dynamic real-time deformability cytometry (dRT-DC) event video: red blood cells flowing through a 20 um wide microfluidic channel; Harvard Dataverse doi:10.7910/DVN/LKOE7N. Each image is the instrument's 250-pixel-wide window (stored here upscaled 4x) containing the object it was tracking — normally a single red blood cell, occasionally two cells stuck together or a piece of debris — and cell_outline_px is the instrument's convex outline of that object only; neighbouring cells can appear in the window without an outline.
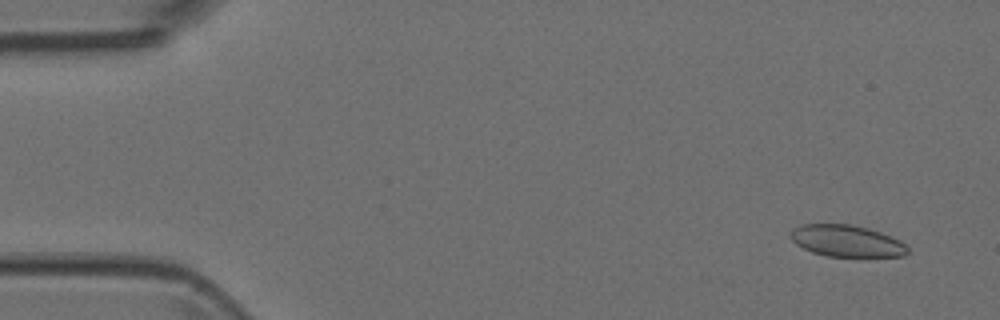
{"species": "Egyptian fruit bat (a non-hibernating species)", "species_latin": "Rousettus aegyptiacus", "temperature_condition": "room temperature", "stored_images_in_passage": 4, "camera_frame_rate_fps": 3000, "um_per_image_px": 0.085, "animal": {"sex": "female"}, "frame": {"image": 1, "passage_image": 1, "time_ms": 0.0, "image_size_px": [1000, 320], "cell_outline_px": [[908, 252], [904, 256], [828, 256], [812, 252], [796, 244], [788, 236], [800, 224], [848, 224], [868, 228], [880, 232], [900, 240], [908, 248]], "centroid_in_image_um": [71.96, 20.47], "position_along_channel_um": 13.0, "area_um2": 21.39}}
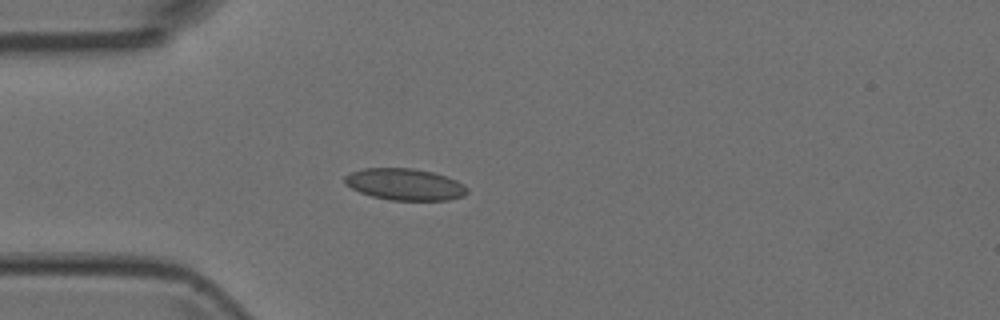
{"frame": {"image": 2, "passage_image": 4, "time_ms": 1.0, "image_size_px": [1000, 320], "cell_outline_px": [[468, 192], [464, 196], [448, 200], [388, 200], [372, 196], [360, 192], [344, 184], [344, 176], [352, 172], [364, 168], [412, 168], [432, 172], [456, 180], [464, 184], [468, 188]], "centroid_in_image_um": [34.41, 15.67], "position_along_channel_um": 50.6, "area_um2": 22.6}}